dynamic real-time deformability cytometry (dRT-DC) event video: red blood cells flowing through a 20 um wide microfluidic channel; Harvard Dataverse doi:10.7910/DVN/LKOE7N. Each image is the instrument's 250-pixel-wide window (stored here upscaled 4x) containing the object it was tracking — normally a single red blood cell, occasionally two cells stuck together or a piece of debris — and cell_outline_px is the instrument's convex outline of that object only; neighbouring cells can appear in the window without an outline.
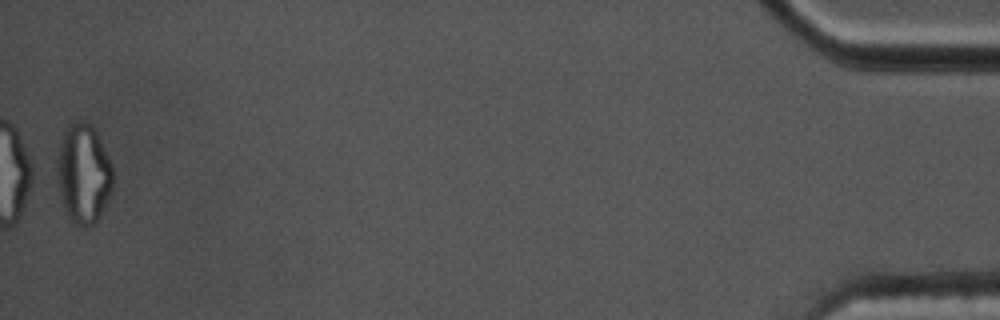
{"species": "common noctule bat (a hibernating species)", "species_latin": "Nyctalus noctula", "temperature_condition": "cold", "stored_images_in_passage": 56, "segment_of_instrument_passage": [2, 2], "camera_frame_rate_fps": 3000, "um_per_image_px": 0.085, "animal": {"sex": "male", "body_mass_g": 17.5, "forearm_length_mm": 52.3}, "frame": {"image": 1, "passage_image": 56, "time_ms": 18.333, "image_size_px": [1000, 320], "cell_outline_px": [[112, 192], [96, 220], [92, 224], [84, 228], [72, 224], [64, 208], [60, 196], [56, 172], [56, 164], [60, 144], [64, 132], [68, 124], [76, 120], [84, 120], [96, 132], [112, 164]], "centroid_in_image_um": [7.07, 14.78], "position_along_channel_um": 428.1, "area_um2": 32.37}}